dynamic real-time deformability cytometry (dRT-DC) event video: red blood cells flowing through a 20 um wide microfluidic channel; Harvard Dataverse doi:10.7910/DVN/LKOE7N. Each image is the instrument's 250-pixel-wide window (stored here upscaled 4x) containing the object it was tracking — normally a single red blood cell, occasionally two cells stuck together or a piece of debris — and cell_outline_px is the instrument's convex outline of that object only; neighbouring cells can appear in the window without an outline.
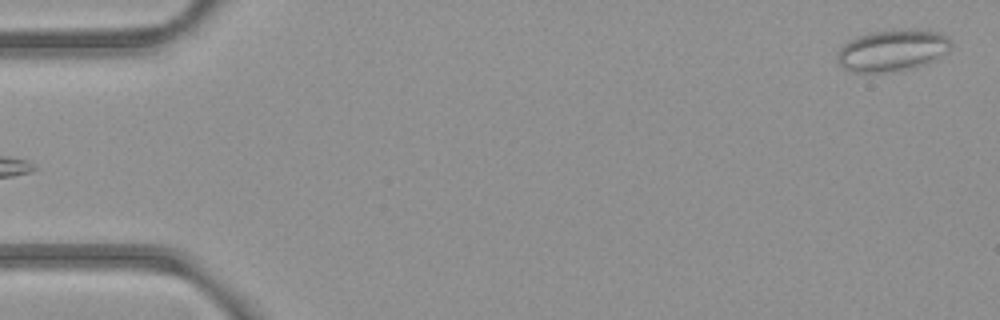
{"species": "common noctule bat (a hibernating species)", "species_latin": "Nyctalus noctula", "temperature_condition": "room temperature", "stored_images_in_passage": 7, "camera_frame_rate_fps": 3000, "um_per_image_px": 0.085, "animal": {"sex": "female", "body_mass_g": 21.9}, "frame": {"image": 1, "passage_image": 7, "time_ms": 7.667, "image_size_px": [1000, 320], "cell_outline_px": [[948, 48], [944, 52], [928, 64], [908, 68], [884, 72], [852, 72], [844, 68], [840, 64], [840, 48], [844, 44], [860, 36], [872, 32], [904, 28], [928, 28], [944, 36], [948, 40]], "centroid_in_image_um": [75.86, 4.26], "position_along_channel_um": 9.1, "area_um2": 26.93}}